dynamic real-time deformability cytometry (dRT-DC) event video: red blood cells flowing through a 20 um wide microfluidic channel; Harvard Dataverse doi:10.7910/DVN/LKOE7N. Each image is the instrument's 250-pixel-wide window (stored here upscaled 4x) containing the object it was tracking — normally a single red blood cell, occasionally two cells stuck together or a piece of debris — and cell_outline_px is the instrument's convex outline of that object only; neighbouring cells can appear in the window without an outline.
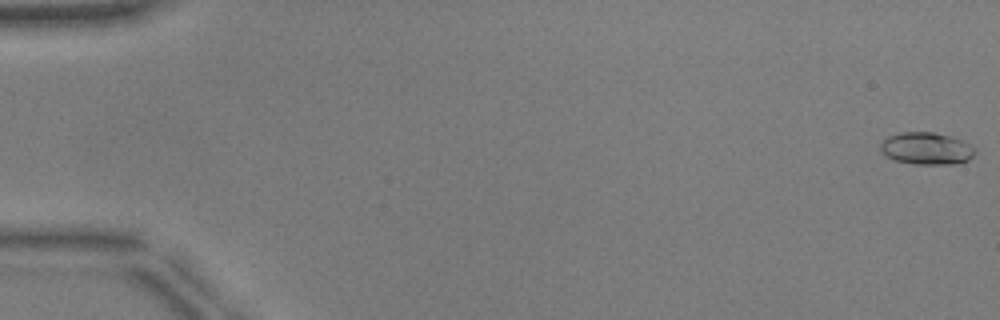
{"species": "common noctule bat (a hibernating species)", "species_latin": "Nyctalus noctula", "temperature_condition": "warm", "stored_images_in_passage": 52, "camera_frame_rate_fps": 3000, "um_per_image_px": 0.085, "animal": {"sex": "male", "body_mass_g": 17.9, "forearm_length_mm": 54.2}, "frame": {"image": 1, "passage_image": 1, "time_ms": 0.0, "image_size_px": [1000, 320], "cell_outline_px": [[976, 152], [968, 160], [952, 164], [916, 164], [896, 160], [888, 156], [880, 148], [880, 144], [888, 136], [904, 132], [932, 132], [948, 136], [960, 140], [968, 144]], "centroid_in_image_um": [78.74, 12.62], "position_along_channel_um": 6.3, "area_um2": 17.22}}
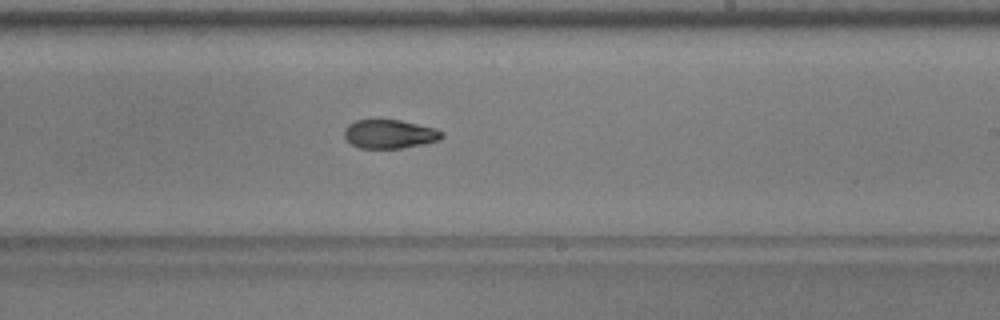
{"frame": {"image": 2, "passage_image": 32, "time_ms": 10.333, "image_size_px": [1000, 320], "cell_outline_px": [[444, 136], [440, 140], [424, 144], [400, 148], [360, 148], [352, 144], [344, 136], [344, 128], [348, 124], [356, 120], [400, 120], [436, 128], [444, 132]], "centroid_in_image_um": [33.14, 11.39], "position_along_channel_um": 255.9, "area_um2": 16.42}}
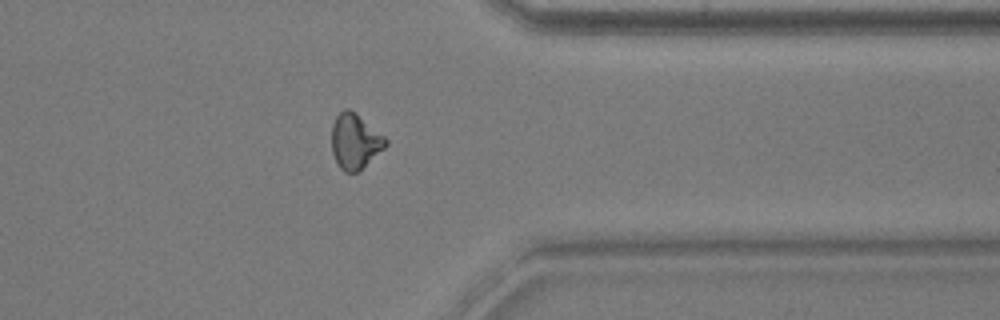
{"frame": {"image": 3, "passage_image": 42, "time_ms": 13.667, "image_size_px": [1000, 320], "cell_outline_px": [[388, 144], [384, 148], [356, 172], [344, 172], [340, 168], [332, 152], [332, 124], [336, 116], [344, 108], [348, 108], [356, 112], [384, 136], [388, 140]], "centroid_in_image_um": [30.16, 11.97], "position_along_channel_um": 381.2, "area_um2": 17.17}, "authors_computed_cell_mechanics": {"area_um2": 17.051, "velocity_mm_per_s": 3.9585, "shape_relaxation_time_tau1_ms": 5.4822, "shape_relaxation_time_tau2_ms": 2.4196, "deformation_change_tau1": 0.153, "deformation_change_tau2": 0.0817}}